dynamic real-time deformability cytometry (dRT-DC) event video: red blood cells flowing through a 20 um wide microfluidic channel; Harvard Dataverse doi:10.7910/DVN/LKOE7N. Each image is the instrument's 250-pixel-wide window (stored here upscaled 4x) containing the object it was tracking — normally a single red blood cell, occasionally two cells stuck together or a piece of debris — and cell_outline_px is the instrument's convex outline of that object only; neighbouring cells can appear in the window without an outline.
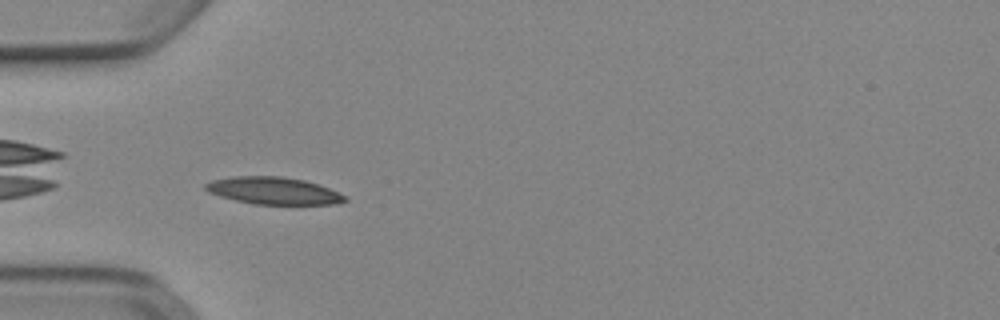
{"species": "Egyptian fruit bat (a non-hibernating species)", "species_latin": "Rousettus aegyptiacus", "temperature_condition": "cold", "stored_images_in_passage": 38, "camera_frame_rate_fps": 3000, "um_per_image_px": 0.085, "animal": {"sex": "female"}, "frame": {"image": 1, "passage_image": 2, "time_ms": 0.333, "image_size_px": [1000, 320], "cell_outline_px": [[348, 200], [336, 204], [256, 204], [236, 200], [220, 196], [208, 192], [204, 188], [204, 184], [212, 180], [232, 176], [280, 176], [304, 180], [328, 188], [348, 196]], "centroid_in_image_um": [23.24, 16.21], "position_along_channel_um": 61.8, "area_um2": 22.02}}
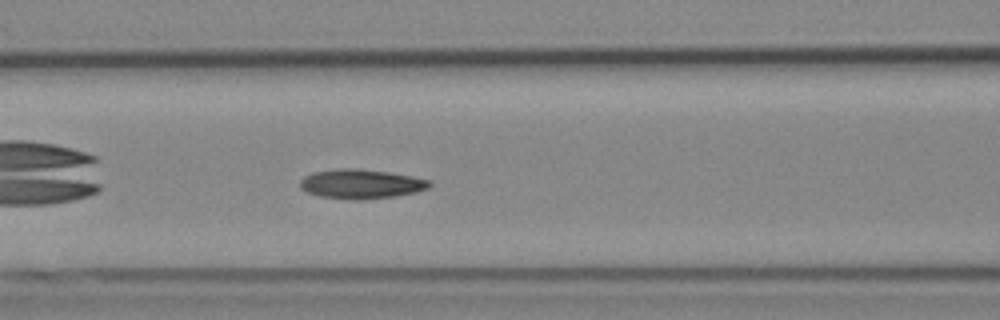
{"frame": {"image": 2, "passage_image": 8, "time_ms": 2.333, "image_size_px": [1000, 320], "cell_outline_px": [[432, 184], [428, 188], [416, 192], [396, 196], [356, 200], [352, 200], [320, 196], [308, 192], [300, 188], [300, 180], [304, 176], [312, 172], [340, 168], [356, 168], [388, 172], [412, 176], [432, 180]], "centroid_in_image_um": [30.7, 15.63], "position_along_channel_um": 135.9, "area_um2": 22.25}}
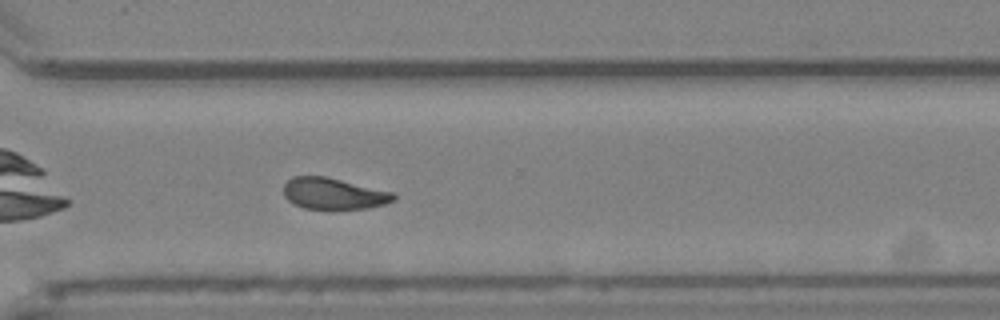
{"frame": {"image": 3, "passage_image": 24, "time_ms": 7.667, "image_size_px": [1000, 320], "cell_outline_px": [[396, 200], [384, 204], [368, 208], [332, 212], [304, 208], [288, 200], [284, 196], [284, 184], [292, 176], [324, 176], [396, 192]], "centroid_in_image_um": [28.4, 16.5], "position_along_channel_um": 342.2, "area_um2": 20.92}, "authors_computed_cell_mechanics": {"area_um2": 20.8658, "velocity_mm_per_s": 3.8803, "shape_relaxation_time_tau1_ms": 7.6942, "shape_relaxation_time_tau2_ms": 2.8911, "deformation_change_tau1": 0.1742, "deformation_change_tau2": 0.0882}}